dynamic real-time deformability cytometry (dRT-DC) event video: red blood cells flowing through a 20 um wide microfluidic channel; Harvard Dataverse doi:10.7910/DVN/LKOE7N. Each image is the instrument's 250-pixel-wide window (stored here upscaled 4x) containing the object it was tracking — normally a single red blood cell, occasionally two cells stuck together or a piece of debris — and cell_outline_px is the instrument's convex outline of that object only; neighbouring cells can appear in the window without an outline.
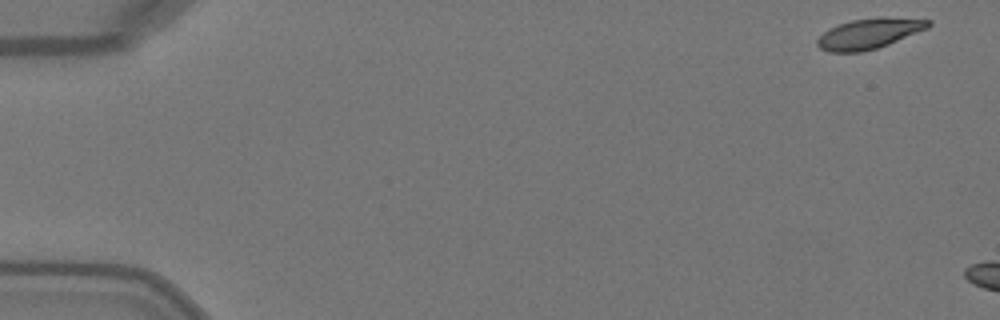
{"species": "Egyptian fruit bat (a non-hibernating species)", "species_latin": "Rousettus aegyptiacus", "temperature_condition": "warm", "stored_images_in_passage": 5, "camera_frame_rate_fps": 3000, "um_per_image_px": 0.085, "animal": {"sex": "female"}, "frame": {"image": 1, "passage_image": 1, "time_ms": 0.0, "image_size_px": [1000, 320], "cell_outline_px": [[932, 24], [928, 28], [888, 44], [876, 48], [860, 52], [828, 52], [820, 48], [816, 44], [816, 40], [824, 32], [840, 24], [852, 20], [932, 20]], "centroid_in_image_um": [73.79, 2.92], "position_along_channel_um": 11.2, "area_um2": 18.38}}